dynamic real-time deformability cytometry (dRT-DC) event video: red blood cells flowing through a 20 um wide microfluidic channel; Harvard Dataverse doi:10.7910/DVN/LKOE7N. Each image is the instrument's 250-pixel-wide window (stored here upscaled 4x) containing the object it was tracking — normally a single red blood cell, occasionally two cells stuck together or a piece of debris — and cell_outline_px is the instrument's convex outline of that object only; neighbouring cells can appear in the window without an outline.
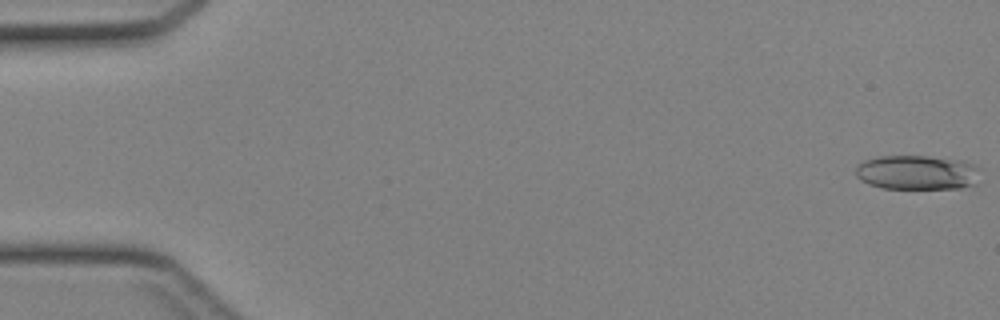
{"species": "Egyptian fruit bat (a non-hibernating species)", "species_latin": "Rousettus aegyptiacus", "temperature_condition": "cold", "stored_images_in_passage": 12, "camera_frame_rate_fps": 3000, "um_per_image_px": 0.085, "animal": {"sex": "female"}, "frame": {"image": 1, "passage_image": 1, "time_ms": 0.0, "image_size_px": [1000, 320], "cell_outline_px": [[980, 168], [976, 184], [960, 188], [884, 188], [868, 184], [860, 180], [856, 176], [856, 168], [864, 160], [880, 156], [928, 156], [960, 160], [972, 164]], "centroid_in_image_um": [77.96, 14.66], "position_along_channel_um": 7.0, "area_um2": 24.97}}